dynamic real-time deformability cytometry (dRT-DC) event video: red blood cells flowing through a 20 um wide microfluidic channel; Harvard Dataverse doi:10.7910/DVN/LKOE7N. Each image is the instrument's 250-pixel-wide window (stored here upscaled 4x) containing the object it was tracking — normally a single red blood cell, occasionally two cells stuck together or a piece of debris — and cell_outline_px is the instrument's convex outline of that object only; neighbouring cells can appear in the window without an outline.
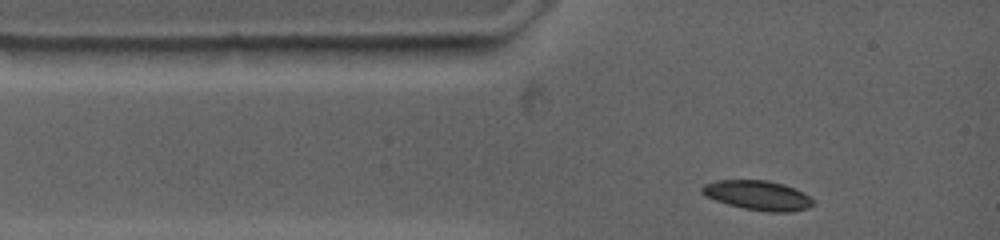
{"species": "common noctule bat (a hibernating species)", "species_latin": "Nyctalus noctula", "temperature_condition": "warm", "stored_images_in_passage": 4, "camera_frame_rate_fps": 4500, "um_per_image_px": 0.085, "animal": {"sex": "female", "body_mass_g": 19.0, "forearm_length_mm": 53.3}, "frame": {"image": 1, "passage_image": 1, "time_ms": 0.0, "image_size_px": [1000, 240], "cell_outline_px": [[816, 204], [808, 208], [788, 212], [768, 212], [744, 208], [728, 204], [704, 196], [700, 192], [700, 188], [704, 184], [720, 180], [764, 180], [784, 184], [804, 192]], "centroid_in_image_um": [64.41, 16.6], "position_along_channel_um": 20.6, "area_um2": 19.13}}
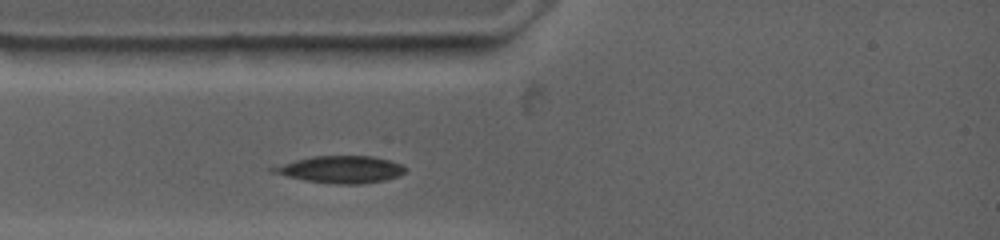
{"frame": {"image": 2, "passage_image": 3, "time_ms": 1.333, "image_size_px": [1000, 240], "cell_outline_px": [[408, 168], [404, 172], [396, 176], [384, 180], [360, 184], [336, 184], [304, 180], [268, 172], [268, 168], [296, 160], [312, 156], [372, 156], [388, 160], [400, 164]], "centroid_in_image_um": [28.92, 14.4], "position_along_channel_um": 56.1, "area_um2": 20.75}}